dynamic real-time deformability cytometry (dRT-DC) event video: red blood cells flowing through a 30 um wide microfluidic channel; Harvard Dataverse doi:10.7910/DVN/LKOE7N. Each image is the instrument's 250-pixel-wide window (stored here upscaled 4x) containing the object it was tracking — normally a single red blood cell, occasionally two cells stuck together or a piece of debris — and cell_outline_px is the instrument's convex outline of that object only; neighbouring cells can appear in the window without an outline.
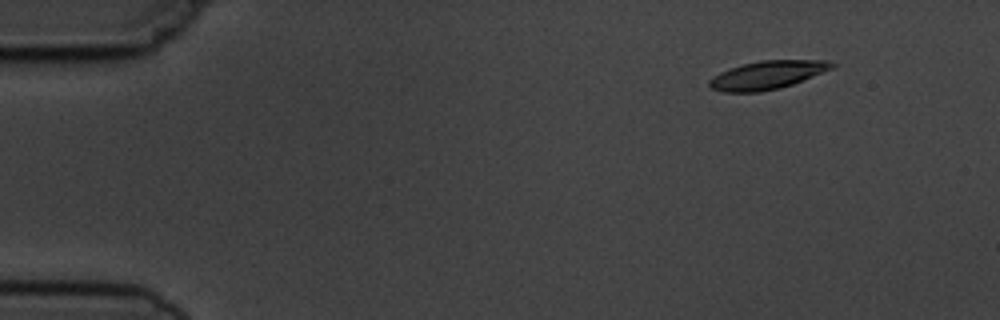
{"species": "common noctule bat (a hibernating species)", "species_latin": "Nyctalus noctula", "temperature_condition": "cold", "stored_images_in_passage": 3, "camera_frame_rate_fps": 3000, "um_per_image_px": 0.085, "animal": {"sex": "male", "body_mass_g": 19.5, "forearm_length_mm": 54.6}, "frame": {"image": 1, "passage_image": 1, "time_ms": 0.0, "image_size_px": [1000, 320], "cell_outline_px": [[840, 64], [832, 68], [792, 84], [780, 88], [760, 92], [724, 92], [712, 88], [708, 84], [708, 80], [720, 72], [728, 68], [760, 60], [828, 60]], "centroid_in_image_um": [65.22, 6.37], "position_along_channel_um": 19.8, "area_um2": 20.17}}